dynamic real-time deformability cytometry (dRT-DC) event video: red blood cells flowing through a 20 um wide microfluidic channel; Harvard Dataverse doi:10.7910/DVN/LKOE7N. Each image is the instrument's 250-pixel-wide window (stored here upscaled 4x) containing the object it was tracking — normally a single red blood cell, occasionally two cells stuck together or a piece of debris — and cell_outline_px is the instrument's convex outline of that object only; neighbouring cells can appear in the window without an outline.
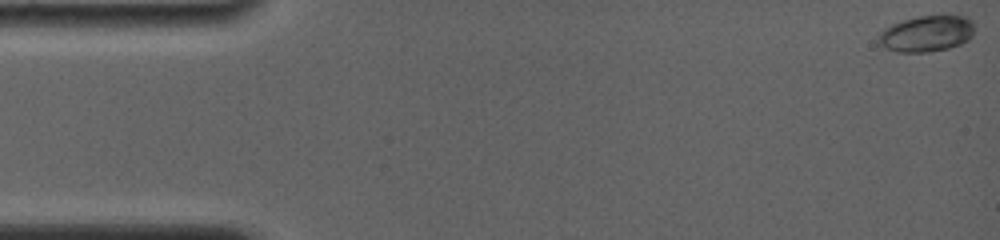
{"species": "common noctule bat (a hibernating species)", "species_latin": "Nyctalus noctula", "temperature_condition": "room temperature", "stored_images_in_passage": 66, "camera_frame_rate_fps": 4000, "um_per_image_px": 0.085, "animal": {"sex": "female", "body_mass_g": 19.0, "forearm_length_mm": 56.7}, "frame": {"image": 1, "passage_image": 1, "time_ms": 0.0, "image_size_px": [1000, 240], "cell_outline_px": [[972, 36], [968, 40], [960, 44], [948, 48], [928, 52], [896, 52], [884, 48], [876, 40], [880, 32], [884, 28], [892, 24], [904, 20], [920, 16], [940, 12], [944, 12], [968, 16], [972, 20]], "centroid_in_image_um": [78.77, 2.81], "position_along_channel_um": 6.2, "area_um2": 20.92}}
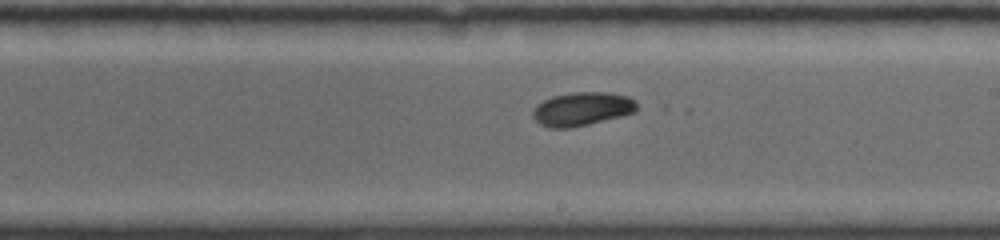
{"frame": {"image": 2, "passage_image": 39, "time_ms": 9.5, "image_size_px": [1000, 240], "cell_outline_px": [[636, 112], [572, 128], [552, 128], [540, 124], [532, 116], [532, 112], [536, 104], [552, 96], [572, 92], [608, 92], [628, 96], [636, 100]], "centroid_in_image_um": [49.46, 9.25], "position_along_channel_um": 239.5, "area_um2": 20.4}}
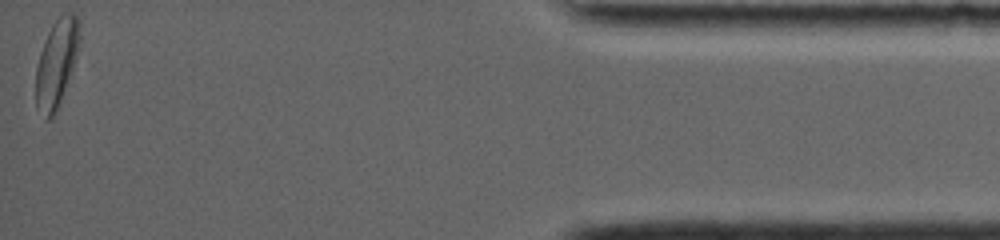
{"frame": {"image": 3, "passage_image": 66, "time_ms": 16.25, "image_size_px": [1000, 240], "cell_outline_px": [[80, 40], [76, 56], [72, 68], [56, 112], [48, 120], [44, 120], [36, 108], [36, 68], [40, 52], [44, 40], [52, 24], [64, 12], [76, 12], [80, 20]], "centroid_in_image_um": [4.8, 5.33], "position_along_channel_um": 430.4, "area_um2": 22.37}, "authors_computed_cell_mechanics": {"area_um2": 19.9121, "velocity_mm_per_s": 3.833, "shape_relaxation_time_tau1_ms": 3.6105, "shape_relaxation_time_tau2_ms": 5.2466, "deformation_change_tau1": 0.1243, "deformation_change_tau2": 0.0441}}